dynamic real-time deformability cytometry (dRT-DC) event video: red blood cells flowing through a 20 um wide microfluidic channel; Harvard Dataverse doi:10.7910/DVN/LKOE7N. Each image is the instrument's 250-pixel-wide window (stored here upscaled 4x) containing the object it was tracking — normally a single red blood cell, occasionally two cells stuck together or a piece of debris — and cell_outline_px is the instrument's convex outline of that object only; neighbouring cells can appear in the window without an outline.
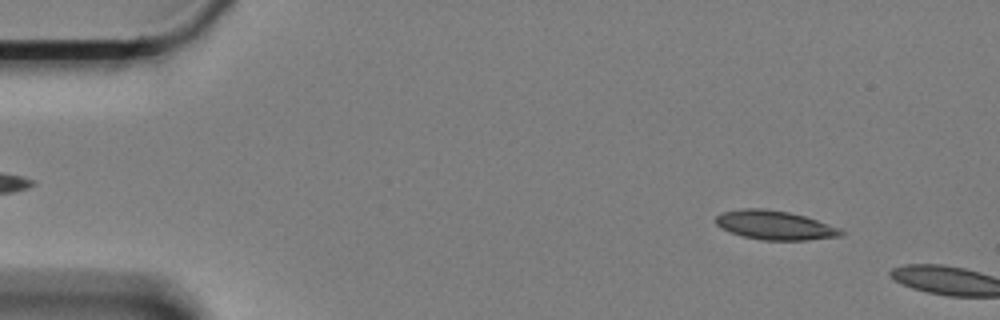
{"species": "Egyptian fruit bat (a non-hibernating species)", "species_latin": "Rousettus aegyptiacus", "temperature_condition": "cold", "stored_images_in_passage": 9, "camera_frame_rate_fps": 3000, "um_per_image_px": 0.085, "animal": {"sex": "female"}, "frame": {"image": 1, "passage_image": 6, "time_ms": 1.667, "image_size_px": [1000, 320], "cell_outline_px": [[844, 232], [840, 236], [808, 240], [764, 240], [744, 236], [732, 232], [716, 224], [716, 216], [724, 212], [744, 208], [764, 208], [788, 212], [804, 216], [840, 228]], "centroid_in_image_um": [65.88, 19.14], "position_along_channel_um": 19.1, "area_um2": 20.81}}